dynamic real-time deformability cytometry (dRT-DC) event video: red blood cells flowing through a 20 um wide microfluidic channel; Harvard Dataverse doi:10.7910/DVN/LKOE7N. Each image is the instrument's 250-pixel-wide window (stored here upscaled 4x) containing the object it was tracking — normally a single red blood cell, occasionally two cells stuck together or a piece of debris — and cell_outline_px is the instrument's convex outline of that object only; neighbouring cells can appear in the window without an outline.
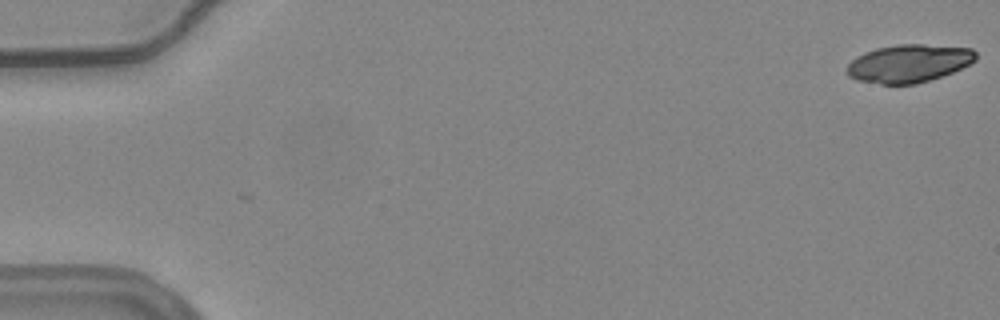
{"species": "common noctule bat (a hibernating species)", "species_latin": "Nyctalus noctula", "temperature_condition": "warm", "stored_images_in_passage": 35, "camera_frame_rate_fps": 3000, "um_per_image_px": 0.085, "animal": {"sex": "female", "body_mass_g": 24.6, "forearm_length_mm": 56.2}, "frame": {"image": 1, "passage_image": 1, "time_ms": 0.0, "image_size_px": [1000, 320], "cell_outline_px": [[976, 60], [952, 72], [916, 84], [880, 84], [856, 80], [848, 76], [844, 72], [848, 64], [856, 56], [864, 52], [876, 48], [900, 44], [924, 44], [972, 48], [976, 52]], "centroid_in_image_um": [77.2, 5.38], "position_along_channel_um": 7.8, "area_um2": 28.55}}